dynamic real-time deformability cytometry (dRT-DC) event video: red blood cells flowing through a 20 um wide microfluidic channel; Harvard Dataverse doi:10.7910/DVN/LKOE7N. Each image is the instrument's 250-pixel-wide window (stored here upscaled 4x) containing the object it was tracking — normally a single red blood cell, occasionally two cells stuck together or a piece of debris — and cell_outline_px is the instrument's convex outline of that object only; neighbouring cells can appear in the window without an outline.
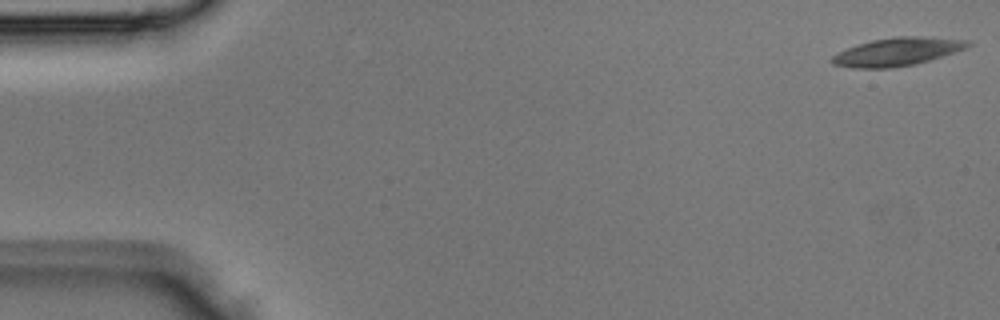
{"species": "Egyptian fruit bat (a non-hibernating species)", "species_latin": "Rousettus aegyptiacus", "temperature_condition": "room temperature", "stored_images_in_passage": 4, "camera_frame_rate_fps": 3000, "um_per_image_px": 0.085, "animal": {"sex": "male"}, "frame": {"image": 1, "passage_image": 1, "time_ms": 0.0, "image_size_px": [1000, 320], "cell_outline_px": [[972, 44], [964, 48], [916, 64], [888, 68], [852, 68], [832, 64], [828, 60], [832, 56], [856, 44], [872, 40], [896, 36], [924, 36], [972, 40]], "centroid_in_image_um": [76.23, 4.39], "position_along_channel_um": 8.8, "area_um2": 22.2}}